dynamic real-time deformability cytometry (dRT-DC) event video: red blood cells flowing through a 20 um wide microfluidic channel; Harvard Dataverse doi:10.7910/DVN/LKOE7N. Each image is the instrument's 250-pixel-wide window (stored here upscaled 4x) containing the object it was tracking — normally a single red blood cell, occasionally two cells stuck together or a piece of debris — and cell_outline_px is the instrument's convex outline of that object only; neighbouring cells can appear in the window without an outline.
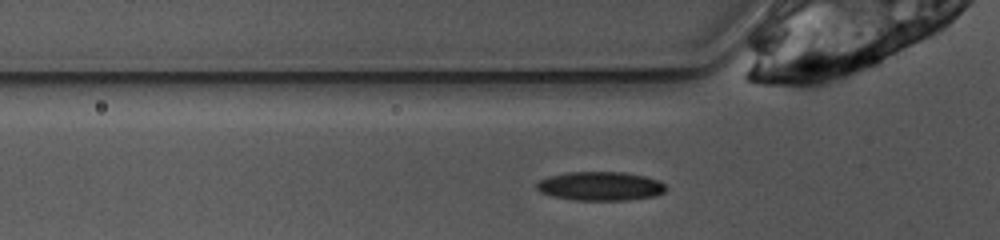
{"species": "common noctule bat (a hibernating species)", "species_latin": "Nyctalus noctula", "temperature_condition": "warm", "stored_images_in_passage": 25, "camera_frame_rate_fps": 3000, "um_per_image_px": 0.085, "animal": {"sex": "female", "body_mass_g": 10.0, "forearm_length_mm": 53.1}, "frame": {"image": 1, "passage_image": 2, "time_ms": 0.333, "image_size_px": [1000, 240], "cell_outline_px": [[668, 188], [664, 192], [656, 196], [628, 200], [576, 200], [552, 196], [540, 192], [536, 188], [536, 184], [540, 180], [548, 176], [568, 172], [624, 172], [644, 176], [660, 180]], "centroid_in_image_um": [51.05, 15.82], "position_along_channel_um": 74.7, "area_um2": 21.91}}
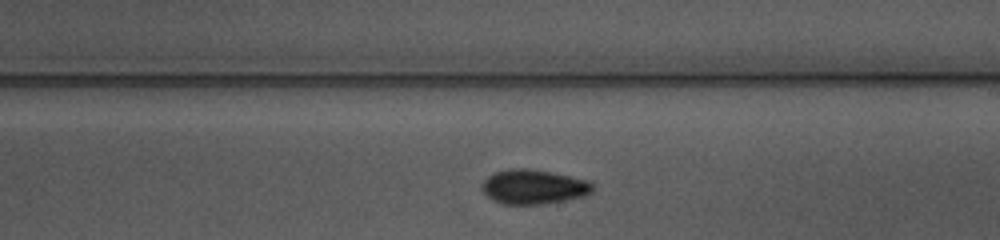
{"frame": {"image": 2, "passage_image": 15, "time_ms": 4.667, "image_size_px": [1000, 240], "cell_outline_px": [[592, 192], [584, 196], [544, 204], [504, 204], [492, 200], [484, 192], [484, 180], [488, 176], [496, 172], [512, 168], [528, 168], [552, 172], [588, 180], [592, 184]], "centroid_in_image_um": [45.37, 15.88], "position_along_channel_um": 243.6, "area_um2": 22.02}}
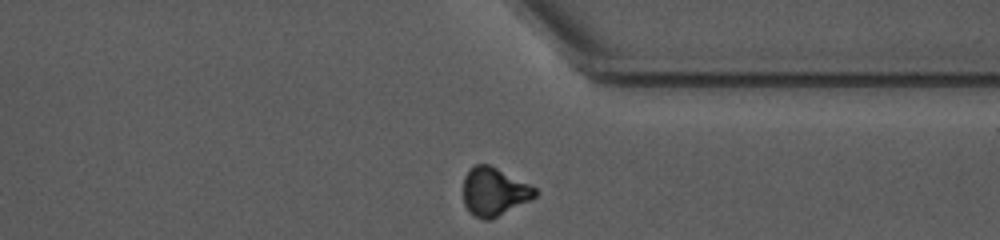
{"frame": {"image": 3, "passage_image": 25, "time_ms": 8.0, "image_size_px": [1000, 240], "cell_outline_px": [[536, 196], [492, 220], [484, 220], [468, 212], [464, 204], [464, 176], [468, 168], [476, 164], [488, 164], [536, 188]], "centroid_in_image_um": [41.95, 16.3], "position_along_channel_um": 369.4, "area_um2": 20.0}, "authors_computed_cell_mechanics": {"area_um2": 21.386, "velocity_mm_per_s": 3.8682, "shape_relaxation_time_tau1_ms": 4.6189, "shape_relaxation_time_tau2_ms": 5.0785, "deformation_change_tau1": 0.1505, "deformation_change_tau2": 0.1149}}